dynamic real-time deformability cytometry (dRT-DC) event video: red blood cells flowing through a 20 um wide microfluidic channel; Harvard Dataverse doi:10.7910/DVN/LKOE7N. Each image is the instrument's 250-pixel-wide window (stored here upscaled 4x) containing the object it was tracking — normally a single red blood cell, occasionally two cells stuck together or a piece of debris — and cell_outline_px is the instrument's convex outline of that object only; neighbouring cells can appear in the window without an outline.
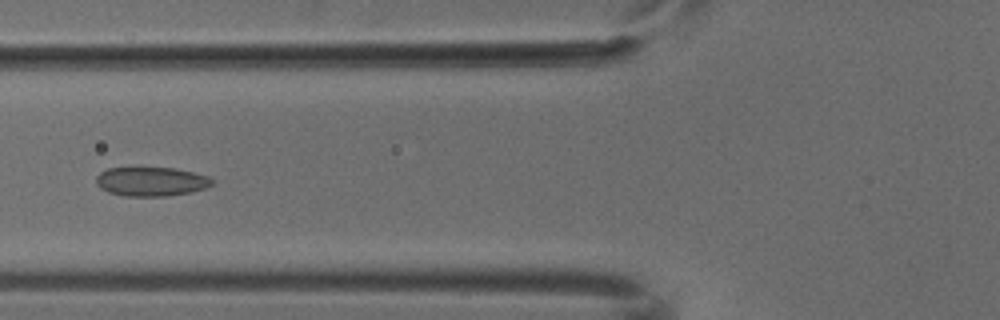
{"species": "common noctule bat (a hibernating species)", "species_latin": "Nyctalus noctula", "temperature_condition": "cold", "stored_images_in_passage": 5, "camera_frame_rate_fps": 3000, "um_per_image_px": 0.085, "animal": {"sex": "male", "body_mass_g": 18.8}, "frame": {"image": 1, "passage_image": 5, "time_ms": 1.333, "image_size_px": [1000, 320], "cell_outline_px": [[212, 184], [204, 188], [192, 192], [168, 196], [124, 196], [108, 192], [100, 188], [96, 184], [96, 176], [100, 172], [108, 168], [172, 168], [192, 172], [208, 176], [212, 180]], "centroid_in_image_um": [12.81, 15.44], "position_along_channel_um": 113.0, "area_um2": 19.59}}